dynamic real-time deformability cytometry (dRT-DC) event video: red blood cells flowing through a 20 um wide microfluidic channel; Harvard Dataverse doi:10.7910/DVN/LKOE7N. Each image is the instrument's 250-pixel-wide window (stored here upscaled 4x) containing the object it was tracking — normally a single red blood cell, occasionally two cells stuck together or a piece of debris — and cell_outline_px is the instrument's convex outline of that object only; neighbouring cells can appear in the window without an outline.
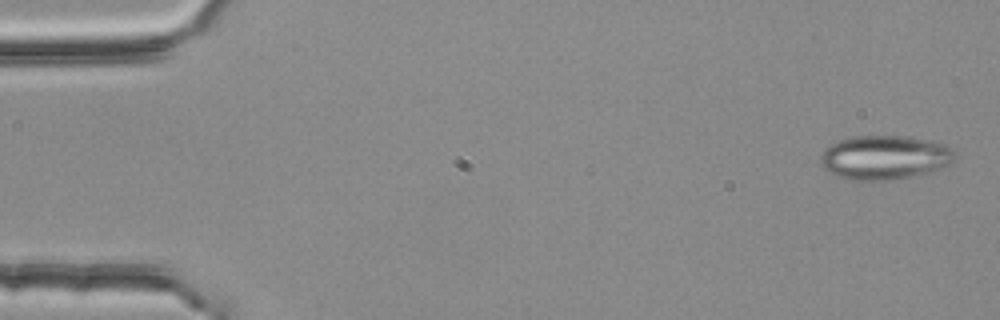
{"species": "common noctule bat (a hibernating species)", "species_latin": "Nyctalus noctula", "temperature_condition": "room temperature", "stored_images_in_passage": 3, "camera_frame_rate_fps": 3000, "um_per_image_px": 0.085, "animal": {"sex": "female", "body_mass_g": 25.1}, "frame": {"image": 1, "passage_image": 1, "time_ms": 0.0, "image_size_px": [1000, 320], "cell_outline_px": [[956, 156], [948, 164], [936, 168], [908, 176], [888, 180], [852, 180], [840, 176], [824, 168], [820, 164], [820, 156], [824, 148], [840, 140], [856, 136], [908, 136], [944, 144], [952, 148]], "centroid_in_image_um": [75.14, 13.36], "position_along_channel_um": 9.9, "area_um2": 33.76}}